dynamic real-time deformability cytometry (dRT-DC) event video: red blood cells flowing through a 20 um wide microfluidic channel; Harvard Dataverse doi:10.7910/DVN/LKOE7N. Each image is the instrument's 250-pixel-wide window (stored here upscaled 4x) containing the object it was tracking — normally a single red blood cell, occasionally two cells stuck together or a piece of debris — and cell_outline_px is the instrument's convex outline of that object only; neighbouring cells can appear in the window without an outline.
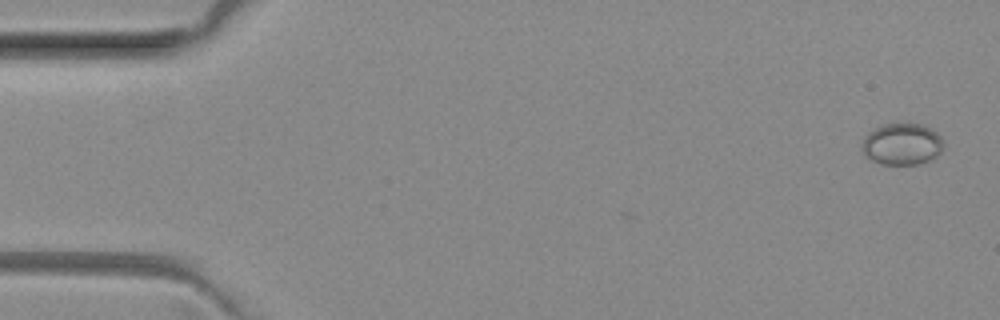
{"species": "common noctule bat (a hibernating species)", "species_latin": "Nyctalus noctula", "temperature_condition": "room temperature", "stored_images_in_passage": 51, "camera_frame_rate_fps": 3000, "um_per_image_px": 0.085, "animal": {"sex": "female", "body_mass_g": 29.2, "forearm_length_mm": 56.3}, "frame": {"image": 1, "passage_image": 2, "time_ms": 0.333, "image_size_px": [1000, 320], "cell_outline_px": [[944, 148], [936, 156], [928, 160], [916, 164], [880, 164], [868, 160], [864, 156], [864, 136], [868, 132], [880, 124], [900, 120], [924, 124], [936, 132], [944, 140]], "centroid_in_image_um": [76.67, 12.19], "position_along_channel_um": 8.3, "area_um2": 20.52}}
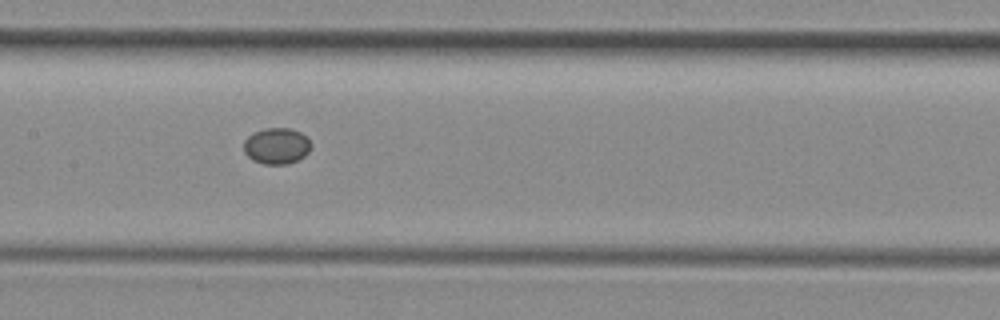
{"frame": {"image": 2, "passage_image": 25, "time_ms": 8.0, "image_size_px": [1000, 320], "cell_outline_px": [[312, 148], [304, 156], [288, 164], [264, 164], [252, 160], [244, 152], [244, 140], [252, 132], [264, 128], [288, 128], [300, 132], [308, 136], [312, 144]], "centroid_in_image_um": [23.52, 12.39], "position_along_channel_um": 183.9, "area_um2": 14.39}}
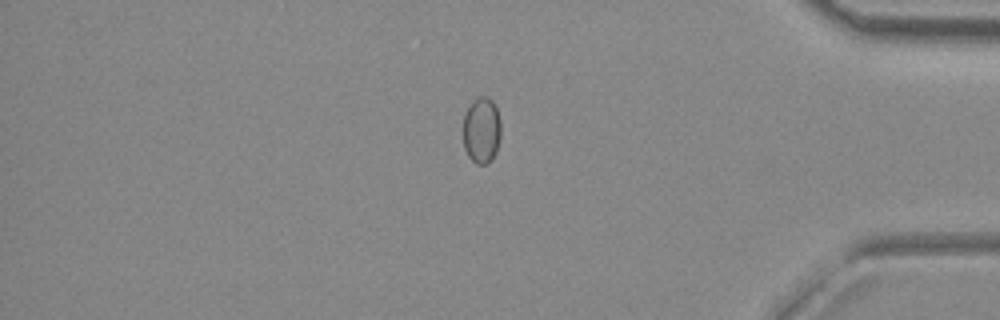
{"frame": {"image": 3, "passage_image": 43, "time_ms": 14.0, "image_size_px": [1000, 320], "cell_outline_px": [[500, 136], [496, 152], [492, 160], [488, 164], [476, 164], [468, 156], [464, 148], [464, 112], [472, 100], [480, 96], [488, 96], [492, 100], [496, 108], [500, 120]], "centroid_in_image_um": [40.93, 11.06], "position_along_channel_um": 394.3, "area_um2": 14.74}}